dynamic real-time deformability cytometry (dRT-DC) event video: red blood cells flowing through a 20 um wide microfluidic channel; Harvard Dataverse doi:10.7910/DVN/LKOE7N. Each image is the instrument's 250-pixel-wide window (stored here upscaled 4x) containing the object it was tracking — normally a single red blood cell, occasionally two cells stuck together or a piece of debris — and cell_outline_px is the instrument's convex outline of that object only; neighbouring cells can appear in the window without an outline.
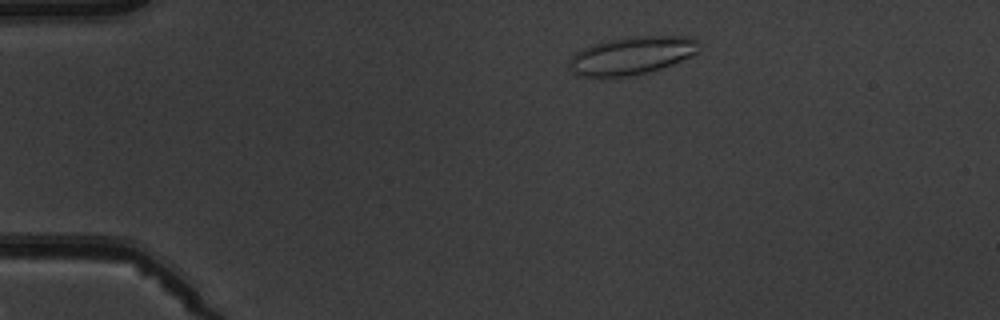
{"species": "common noctule bat (a hibernating species)", "species_latin": "Nyctalus noctula", "temperature_condition": "warm", "stored_images_in_passage": 6, "camera_frame_rate_fps": 3000, "um_per_image_px": 0.085, "animal": {"sex": "male", "body_mass_g": 19.5, "forearm_length_mm": 54.6}, "frame": {"image": 1, "passage_image": 2, "time_ms": 1.0, "image_size_px": [1000, 320], "cell_outline_px": [[696, 52], [692, 56], [672, 64], [648, 72], [632, 76], [608, 80], [576, 76], [572, 72], [568, 64], [572, 56], [576, 52], [592, 44], [608, 40], [628, 36], [684, 36], [696, 40]], "centroid_in_image_um": [53.59, 4.77], "position_along_channel_um": 31.4, "area_um2": 29.19}}
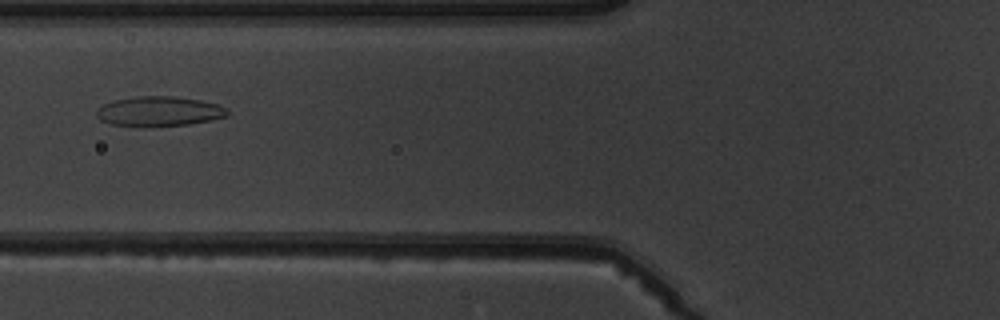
{"frame": {"image": 2, "passage_image": 5, "time_ms": 4.667, "image_size_px": [1000, 320], "cell_outline_px": [[228, 116], [212, 120], [188, 124], [112, 124], [100, 120], [96, 116], [96, 108], [104, 104], [116, 100], [136, 96], [172, 96], [200, 100], [216, 104], [224, 108], [228, 112]], "centroid_in_image_um": [13.52, 9.42], "position_along_channel_um": 112.3, "area_um2": 21.85}}
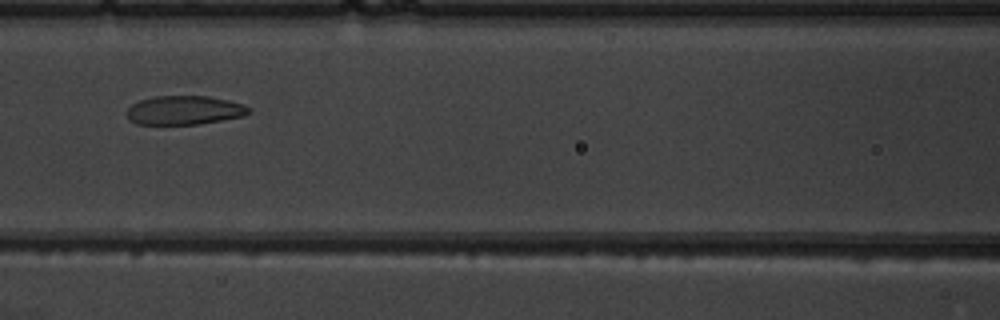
{"frame": {"image": 3, "passage_image": 6, "time_ms": 5.667, "image_size_px": [1000, 320], "cell_outline_px": [[252, 112], [244, 116], [200, 124], [136, 124], [128, 120], [124, 112], [132, 104], [140, 100], [152, 96], [208, 96], [228, 100], [244, 104]], "centroid_in_image_um": [15.64, 9.37], "position_along_channel_um": 151.0, "area_um2": 20.81}}